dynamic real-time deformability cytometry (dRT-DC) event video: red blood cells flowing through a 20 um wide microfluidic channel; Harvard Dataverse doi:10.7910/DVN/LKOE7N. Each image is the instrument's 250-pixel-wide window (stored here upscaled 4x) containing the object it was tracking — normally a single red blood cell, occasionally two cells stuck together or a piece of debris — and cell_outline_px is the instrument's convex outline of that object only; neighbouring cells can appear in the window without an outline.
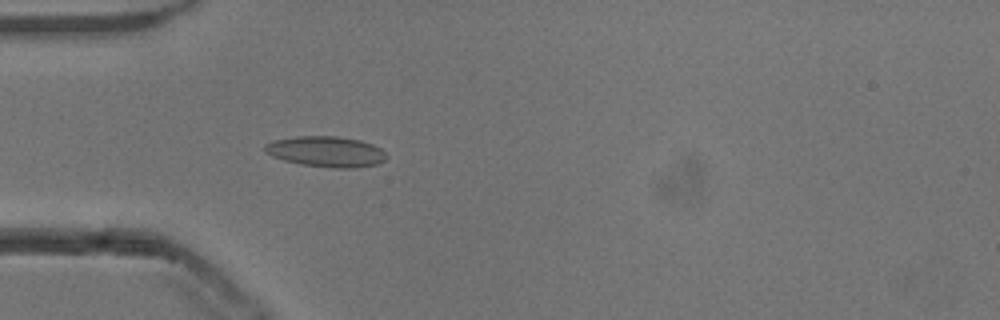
{"species": "common noctule bat (a hibernating species)", "species_latin": "Nyctalus noctula", "temperature_condition": "cold", "stored_images_in_passage": 28, "camera_frame_rate_fps": 3000, "um_per_image_px": 0.085, "animal": {"sex": "male", "body_mass_g": 13.3}, "frame": {"image": 1, "passage_image": 6, "time_ms": 1.667, "image_size_px": [1000, 320], "cell_outline_px": [[388, 156], [384, 160], [376, 164], [356, 168], [332, 168], [300, 164], [284, 160], [272, 156], [264, 152], [264, 144], [272, 140], [296, 136], [336, 136], [360, 140], [372, 144], [380, 148]], "centroid_in_image_um": [27.69, 12.88], "position_along_channel_um": 57.3, "area_um2": 21.85}}
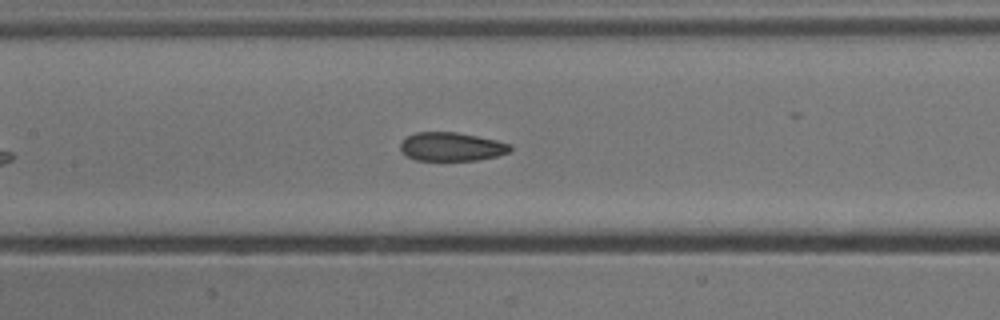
{"frame": {"image": 2, "passage_image": 15, "time_ms": 4.667, "image_size_px": [1000, 320], "cell_outline_px": [[512, 148], [508, 152], [496, 156], [476, 160], [416, 160], [408, 156], [400, 148], [400, 144], [408, 136], [416, 132], [456, 132], [496, 140], [512, 144]], "centroid_in_image_um": [38.4, 12.46], "position_along_channel_um": 169.0, "area_um2": 18.09}}
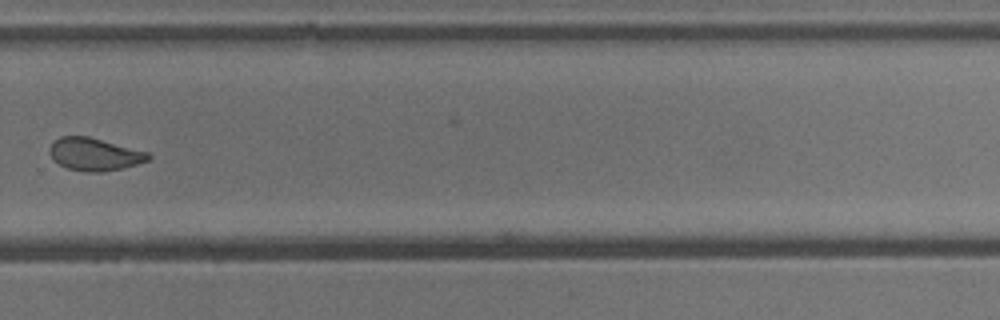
{"frame": {"image": 3, "passage_image": 27, "time_ms": 8.667, "image_size_px": [1000, 320], "cell_outline_px": [[152, 156], [148, 160], [136, 164], [120, 168], [100, 172], [88, 172], [68, 168], [52, 160], [48, 152], [48, 148], [52, 140], [60, 136], [88, 136], [148, 152]], "centroid_in_image_um": [7.96, 13.09], "position_along_channel_um": 321.8, "area_um2": 18.79}}